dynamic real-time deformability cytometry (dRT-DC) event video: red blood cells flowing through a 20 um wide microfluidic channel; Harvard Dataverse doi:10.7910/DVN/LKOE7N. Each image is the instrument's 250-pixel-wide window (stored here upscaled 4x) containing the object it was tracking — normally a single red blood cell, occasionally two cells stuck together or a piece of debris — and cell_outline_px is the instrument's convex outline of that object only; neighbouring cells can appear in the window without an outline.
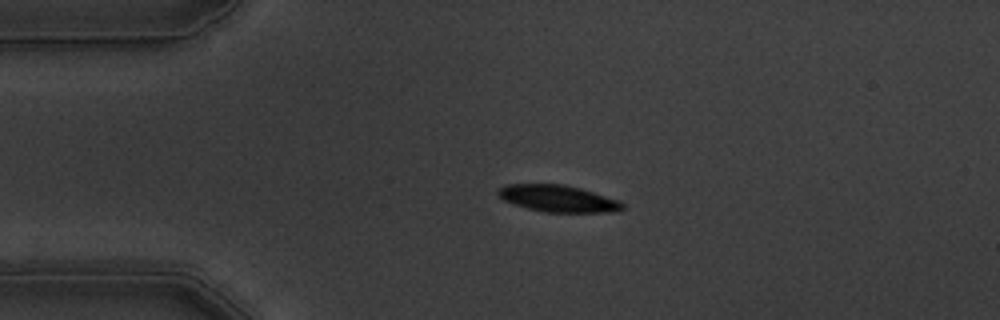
{"species": "common noctule bat (a hibernating species)", "species_latin": "Nyctalus noctula", "temperature_condition": "warm", "stored_images_in_passage": 45, "camera_frame_rate_fps": 3000, "um_per_image_px": 0.085, "animal": {"sex": "male", "body_mass_g": 19.5, "forearm_length_mm": 54.6}, "frame": {"image": 1, "passage_image": 1, "time_ms": 0.0, "image_size_px": [1000, 320], "cell_outline_px": [[624, 208], [612, 212], [544, 212], [512, 204], [504, 200], [496, 192], [504, 184], [564, 184], [580, 188], [620, 200], [624, 204]], "centroid_in_image_um": [47.43, 16.87], "position_along_channel_um": 37.6, "area_um2": 19.42}}
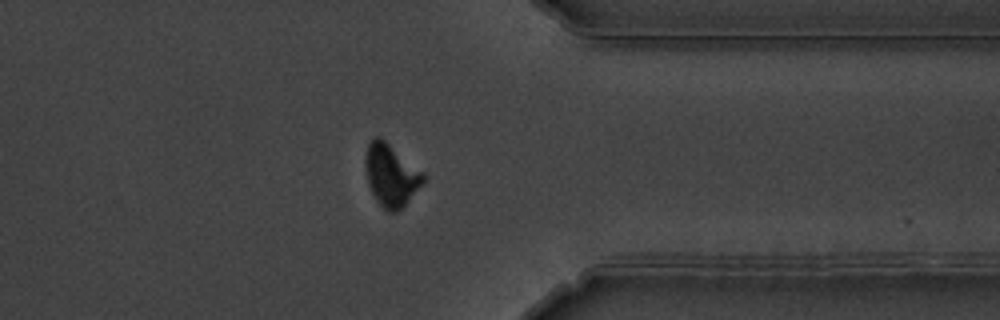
{"frame": {"image": 2, "passage_image": 33, "time_ms": 10.667, "image_size_px": [1000, 320], "cell_outline_px": [[424, 180], [408, 200], [396, 212], [388, 212], [376, 200], [368, 184], [364, 164], [364, 156], [368, 144], [376, 136], [380, 136], [424, 172]], "centroid_in_image_um": [33.2, 14.85], "position_along_channel_um": 378.2, "area_um2": 20.75}}
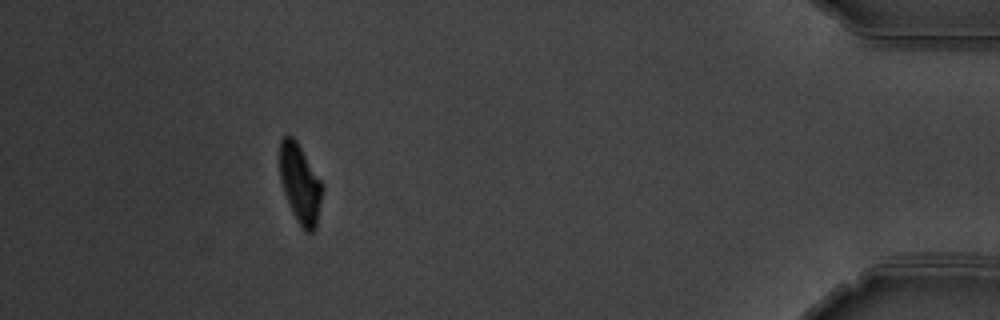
{"frame": {"image": 3, "passage_image": 40, "time_ms": 13.0, "image_size_px": [1000, 320], "cell_outline_px": [[324, 188], [316, 228], [312, 232], [304, 232], [300, 228], [296, 220], [284, 192], [280, 180], [280, 140], [284, 136], [292, 136], [296, 140], [320, 180]], "centroid_in_image_um": [25.52, 15.67], "position_along_channel_um": 409.7, "area_um2": 19.54}, "authors_computed_cell_mechanics": {"area_um2": 20.5768, "velocity_mm_per_s": 3.5401, "shape_relaxation_time_tau1_ms": 3.045, "shape_relaxation_time_tau2_ms": 1.5255, "deformation_change_tau1": 0.1614, "deformation_change_tau2": 0.0665}}